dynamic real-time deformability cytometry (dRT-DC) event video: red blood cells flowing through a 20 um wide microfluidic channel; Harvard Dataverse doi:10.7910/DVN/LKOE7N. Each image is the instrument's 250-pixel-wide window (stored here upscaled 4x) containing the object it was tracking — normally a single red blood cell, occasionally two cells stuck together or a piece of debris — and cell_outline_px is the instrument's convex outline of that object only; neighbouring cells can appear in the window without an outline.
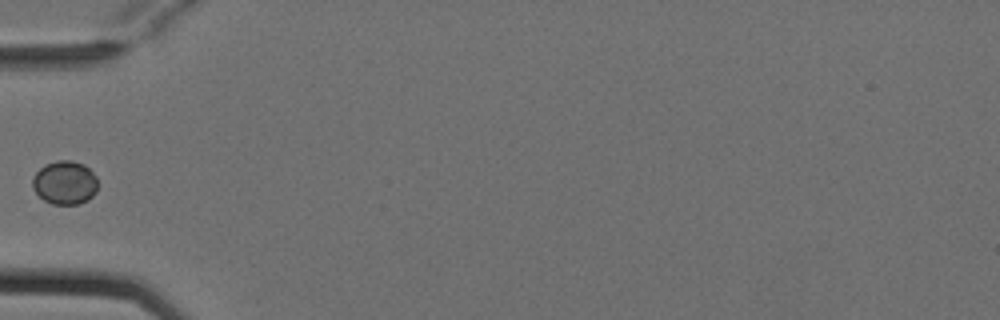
{"species": "Egyptian fruit bat (a non-hibernating species)", "species_latin": "Rousettus aegyptiacus", "temperature_condition": "cold", "stored_images_in_passage": 5, "camera_frame_rate_fps": 3000, "um_per_image_px": 0.085, "animal": {"sex": "female"}, "frame": {"image": 1, "passage_image": 5, "time_ms": 1.333, "image_size_px": [1000, 320], "cell_outline_px": [[96, 192], [88, 200], [76, 204], [52, 204], [44, 200], [32, 188], [32, 180], [36, 172], [44, 164], [56, 160], [72, 160], [84, 164], [96, 176]], "centroid_in_image_um": [5.49, 15.51], "position_along_channel_um": 79.5, "area_um2": 16.59}}